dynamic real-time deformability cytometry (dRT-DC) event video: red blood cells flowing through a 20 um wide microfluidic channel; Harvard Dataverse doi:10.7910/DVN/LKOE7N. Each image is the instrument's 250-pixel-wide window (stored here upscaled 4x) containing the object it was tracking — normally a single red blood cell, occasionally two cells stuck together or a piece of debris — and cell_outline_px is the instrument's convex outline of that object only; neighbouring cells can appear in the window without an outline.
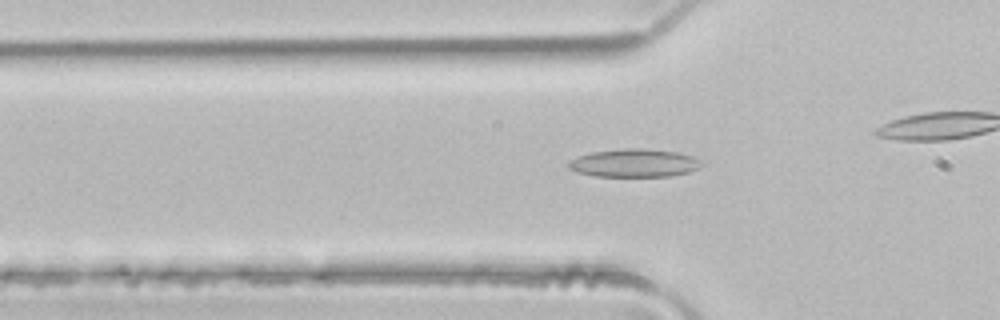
{"species": "common noctule bat (a hibernating species)", "species_latin": "Nyctalus noctula", "temperature_condition": "room temperature", "stored_images_in_passage": 40, "camera_frame_rate_fps": 3000, "um_per_image_px": 0.085, "animal": {"sex": "male", "body_mass_g": 21.5, "forearm_length_mm": 52.0}, "frame": {"image": 1, "passage_image": 16, "time_ms": 5.0, "image_size_px": [1000, 320], "cell_outline_px": [[704, 164], [700, 168], [688, 172], [672, 176], [596, 176], [576, 172], [568, 168], [568, 160], [592, 152], [624, 148], [640, 148], [676, 152], [692, 156], [700, 160]], "centroid_in_image_um": [53.92, 13.86], "position_along_channel_um": 71.9, "area_um2": 21.79}}
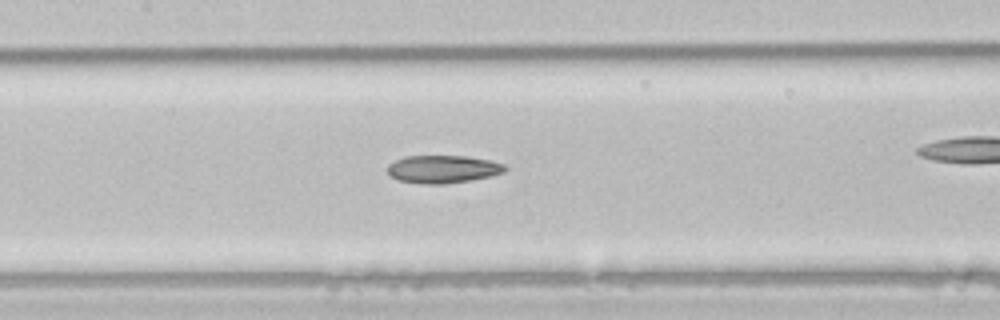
{"frame": {"image": 2, "passage_image": 23, "time_ms": 7.333, "image_size_px": [1000, 320], "cell_outline_px": [[508, 168], [504, 172], [488, 176], [468, 180], [444, 184], [420, 184], [396, 180], [388, 172], [388, 164], [404, 156], [464, 156], [488, 160], [504, 164]], "centroid_in_image_um": [37.6, 14.38], "position_along_channel_um": 169.8, "area_um2": 18.9}}
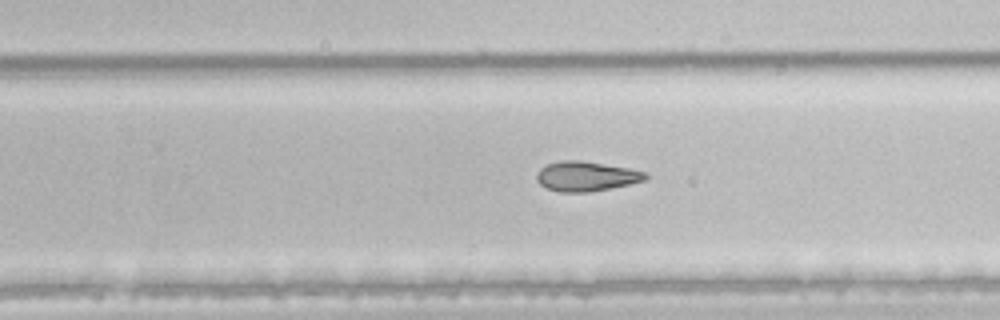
{"frame": {"image": 3, "passage_image": 31, "time_ms": 10.0, "image_size_px": [1000, 320], "cell_outline_px": [[648, 176], [644, 180], [628, 184], [588, 192], [560, 192], [548, 188], [540, 184], [536, 180], [536, 172], [540, 168], [548, 164], [560, 160], [580, 160], [628, 168], [648, 172]], "centroid_in_image_um": [49.79, 14.97], "position_along_channel_um": 280.0, "area_um2": 18.73}}